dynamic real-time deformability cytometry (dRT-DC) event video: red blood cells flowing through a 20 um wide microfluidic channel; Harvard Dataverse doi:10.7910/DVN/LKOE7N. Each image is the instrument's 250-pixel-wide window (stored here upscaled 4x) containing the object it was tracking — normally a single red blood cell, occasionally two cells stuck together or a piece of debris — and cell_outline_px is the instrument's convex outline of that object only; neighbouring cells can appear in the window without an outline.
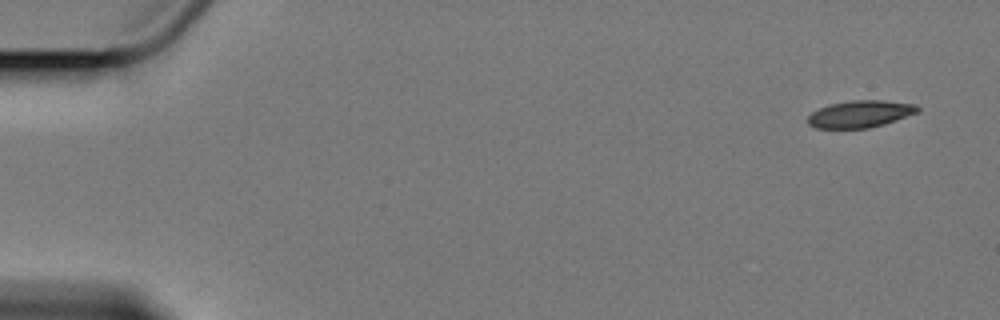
{"species": "Egyptian fruit bat (a non-hibernating species)", "species_latin": "Rousettus aegyptiacus", "temperature_condition": "cold", "stored_images_in_passage": 5, "camera_frame_rate_fps": 3000, "um_per_image_px": 0.085, "animal": {"sex": "female"}, "frame": {"image": 1, "passage_image": 1, "time_ms": 0.0, "image_size_px": [1000, 320], "cell_outline_px": [[920, 108], [916, 112], [884, 124], [868, 128], [816, 128], [808, 124], [808, 116], [812, 112], [828, 104], [852, 100], [880, 100], [916, 104]], "centroid_in_image_um": [73.08, 9.68], "position_along_channel_um": 11.9, "area_um2": 17.11}}
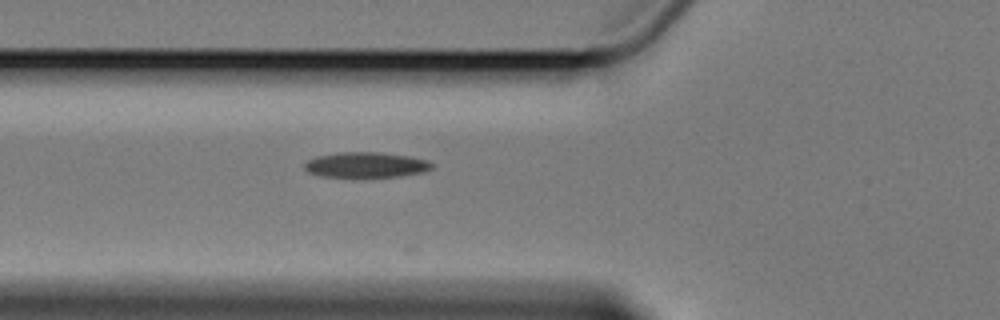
{"frame": {"image": 2, "passage_image": 5, "time_ms": 6.333, "image_size_px": [1000, 320], "cell_outline_px": [[436, 164], [432, 168], [424, 172], [400, 176], [324, 176], [308, 172], [304, 168], [304, 164], [308, 160], [316, 156], [336, 152], [380, 152], [408, 156], [428, 160]], "centroid_in_image_um": [31.14, 13.99], "position_along_channel_um": 94.7, "area_um2": 18.73}}